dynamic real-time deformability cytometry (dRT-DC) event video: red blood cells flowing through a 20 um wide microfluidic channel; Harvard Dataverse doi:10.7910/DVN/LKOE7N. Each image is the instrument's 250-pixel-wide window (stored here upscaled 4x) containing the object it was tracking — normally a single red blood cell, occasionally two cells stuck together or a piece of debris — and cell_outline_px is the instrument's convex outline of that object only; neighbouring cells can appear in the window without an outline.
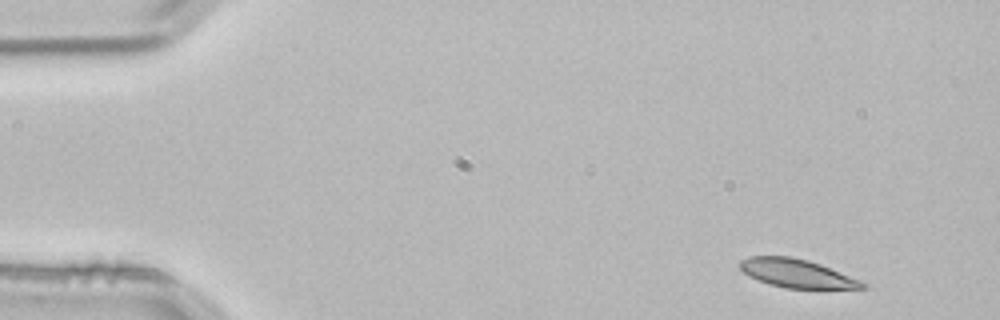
{"species": "common noctule bat (a hibernating species)", "species_latin": "Nyctalus noctula", "temperature_condition": "room temperature", "stored_images_in_passage": 2, "camera_frame_rate_fps": 3000, "um_per_image_px": 0.085, "animal": {"sex": "male", "body_mass_g": 21.5, "forearm_length_mm": 52.0}, "frame": {"image": 1, "passage_image": 1, "time_ms": 0.0, "image_size_px": [1000, 320], "cell_outline_px": [[868, 288], [788, 288], [768, 284], [748, 276], [740, 268], [740, 260], [748, 256], [792, 256], [808, 260], [820, 264], [860, 280], [868, 284]], "centroid_in_image_um": [67.71, 23.23], "position_along_channel_um": 17.3, "area_um2": 20.23}}